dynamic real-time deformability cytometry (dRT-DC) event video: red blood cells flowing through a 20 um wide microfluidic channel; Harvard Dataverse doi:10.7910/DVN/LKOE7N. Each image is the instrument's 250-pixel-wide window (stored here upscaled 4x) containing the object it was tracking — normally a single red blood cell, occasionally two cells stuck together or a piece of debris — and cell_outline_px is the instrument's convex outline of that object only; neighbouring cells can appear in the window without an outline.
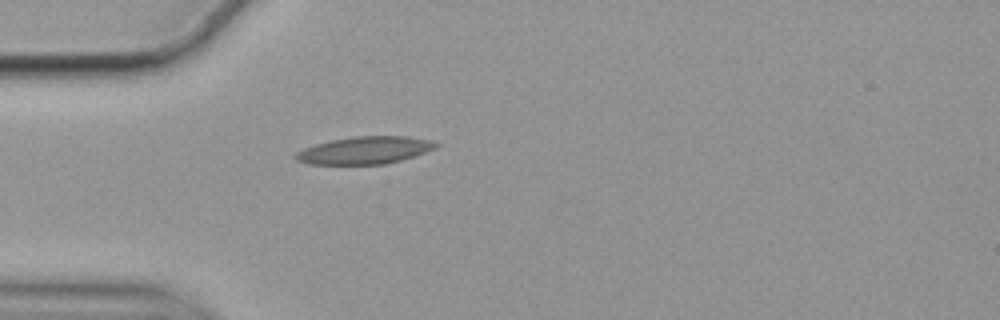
{"species": "common noctule bat (a hibernating species)", "species_latin": "Nyctalus noctula", "temperature_condition": "cold", "stored_images_in_passage": 38, "camera_frame_rate_fps": 3000, "um_per_image_px": 0.085, "animal": {"sex": "female", "body_mass_g": 19.9}, "frame": {"image": 1, "passage_image": 1, "time_ms": 0.0, "image_size_px": [1000, 320], "cell_outline_px": [[440, 144], [436, 148], [400, 160], [384, 164], [308, 164], [296, 160], [292, 156], [296, 152], [304, 148], [316, 144], [332, 140], [356, 136], [408, 136], [432, 140]], "centroid_in_image_um": [30.99, 12.77], "position_along_channel_um": 54.0, "area_um2": 22.31}}
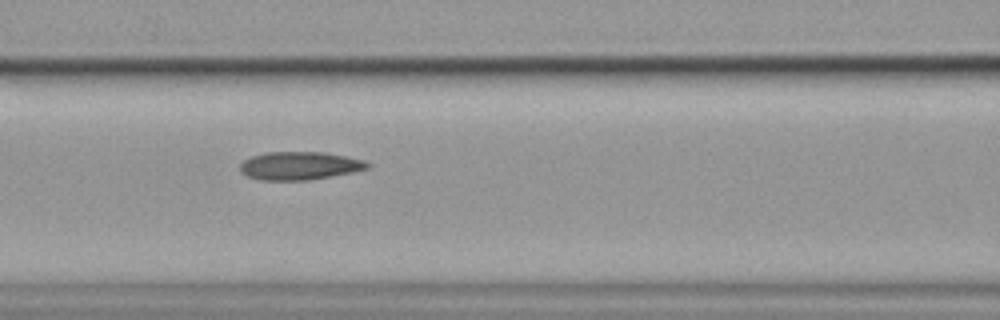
{"frame": {"image": 2, "passage_image": 9, "time_ms": 2.667, "image_size_px": [1000, 320], "cell_outline_px": [[372, 164], [368, 168], [352, 172], [308, 180], [260, 180], [248, 176], [240, 172], [240, 164], [244, 160], [252, 156], [268, 152], [324, 152], [364, 160]], "centroid_in_image_um": [25.46, 14.09], "position_along_channel_um": 141.1, "area_um2": 20.75}}
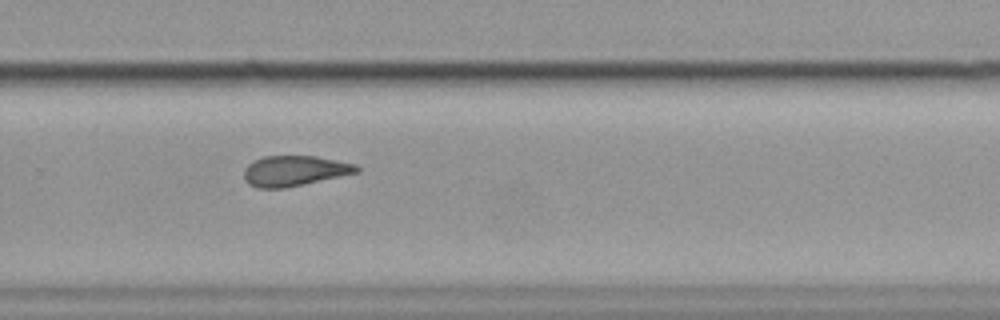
{"frame": {"image": 3, "passage_image": 23, "time_ms": 7.333, "image_size_px": [1000, 320], "cell_outline_px": [[360, 172], [304, 184], [284, 188], [256, 188], [248, 184], [244, 176], [244, 168], [252, 160], [264, 156], [316, 156], [356, 164], [360, 168]], "centroid_in_image_um": [25.02, 14.52], "position_along_channel_um": 304.8, "area_um2": 20.06}, "authors_computed_cell_mechanics": {"area_um2": 20.3456, "velocity_mm_per_s": 3.5221, "shape_relaxation_time_tau1_ms": null, "shape_relaxation_time_tau2_ms": 9.5379, "deformation_change_tau1": null, "deformation_change_tau2": 0.165}}